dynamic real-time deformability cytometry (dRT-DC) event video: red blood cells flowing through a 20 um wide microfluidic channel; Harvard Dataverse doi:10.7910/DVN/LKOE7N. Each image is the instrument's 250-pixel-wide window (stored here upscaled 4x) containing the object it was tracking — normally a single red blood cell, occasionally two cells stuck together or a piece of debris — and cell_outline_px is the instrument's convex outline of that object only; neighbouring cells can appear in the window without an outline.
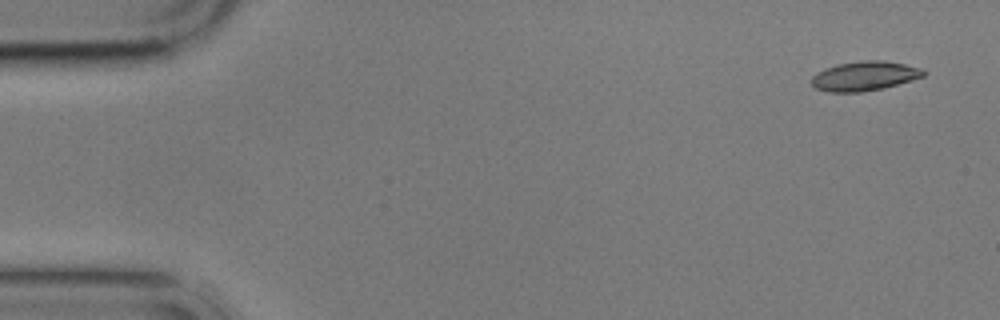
{"species": "common noctule bat (a hibernating species)", "species_latin": "Nyctalus noctula", "temperature_condition": "cold", "stored_images_in_passage": 5, "camera_frame_rate_fps": 3000, "um_per_image_px": 0.085, "animal": {"sex": "male", "body_mass_g": 17.9}, "frame": {"image": 1, "passage_image": 1, "time_ms": 0.0, "image_size_px": [1000, 320], "cell_outline_px": [[928, 72], [924, 76], [912, 80], [884, 88], [860, 92], [828, 92], [816, 88], [812, 84], [812, 76], [816, 72], [824, 68], [840, 64], [864, 60], [884, 60], [904, 64], [920, 68]], "centroid_in_image_um": [73.49, 6.46], "position_along_channel_um": 11.5, "area_um2": 19.19}}
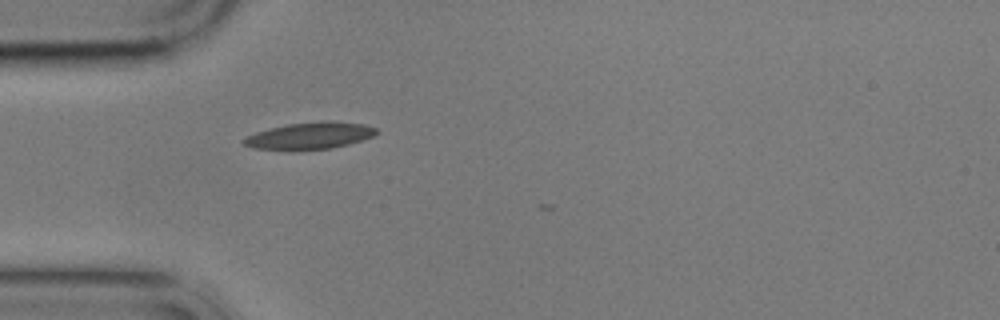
{"frame": {"image": 2, "passage_image": 5, "time_ms": 4.667, "image_size_px": [1000, 320], "cell_outline_px": [[380, 132], [372, 136], [348, 144], [332, 148], [292, 152], [252, 148], [244, 144], [240, 140], [256, 132], [288, 124], [324, 120], [332, 120], [364, 124], [376, 128]], "centroid_in_image_um": [26.31, 11.56], "position_along_channel_um": 58.7, "area_um2": 21.27}}